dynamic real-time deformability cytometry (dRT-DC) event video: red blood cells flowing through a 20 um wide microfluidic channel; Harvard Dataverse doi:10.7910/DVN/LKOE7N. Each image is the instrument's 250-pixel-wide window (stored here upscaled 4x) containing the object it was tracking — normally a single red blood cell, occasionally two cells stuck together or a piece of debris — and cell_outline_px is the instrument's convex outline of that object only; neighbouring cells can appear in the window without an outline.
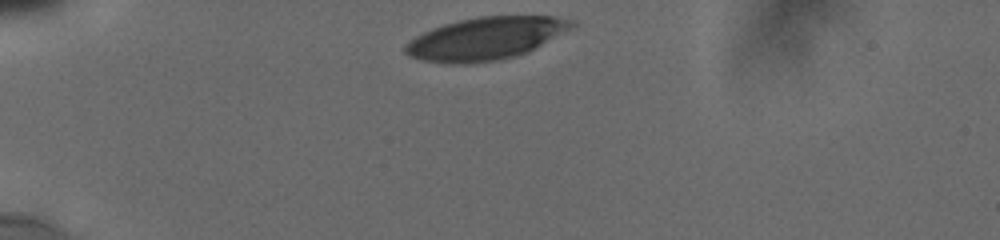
{"species": "human", "species_latin": "Homo sapiens", "temperature_condition": "cold", "stored_images_in_passage": 24, "camera_frame_rate_fps": 3000, "um_per_image_px": 0.085, "donor": {"sex": "male"}, "frame": {"image": 1, "passage_image": 1, "time_ms": 0.0, "image_size_px": [1000, 240], "cell_outline_px": [[576, 24], [540, 44], [524, 52], [512, 56], [496, 60], [424, 60], [408, 56], [404, 52], [404, 44], [416, 36], [432, 28], [444, 24], [460, 20], [480, 16], [556, 16], [572, 20]], "centroid_in_image_um": [41.25, 3.2], "position_along_channel_um": 43.7, "area_um2": 39.19}}
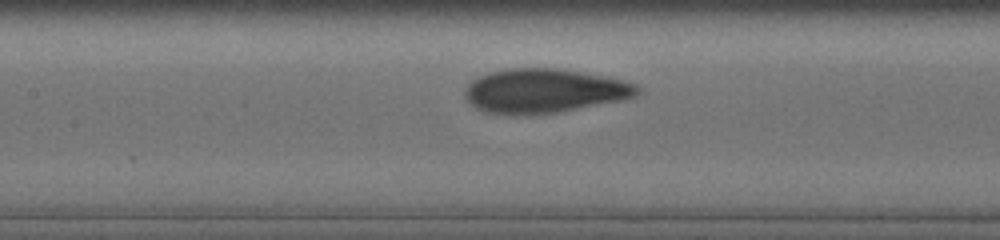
{"frame": {"image": 2, "passage_image": 14, "time_ms": 4.333, "image_size_px": [1000, 240], "cell_outline_px": [[640, 92], [636, 96], [624, 100], [556, 112], [484, 112], [476, 108], [464, 96], [464, 88], [476, 76], [484, 72], [508, 68], [556, 68], [604, 76], [636, 84], [640, 88]], "centroid_in_image_um": [46.25, 7.68], "position_along_channel_um": 161.2, "area_um2": 43.7}}
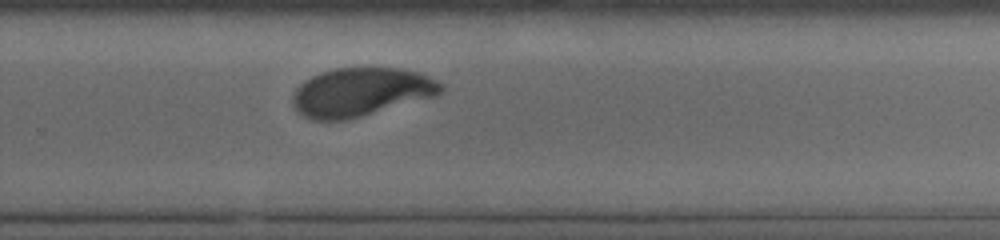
{"frame": {"image": 3, "passage_image": 24, "time_ms": 8.0, "image_size_px": [1000, 240], "cell_outline_px": [[444, 88], [440, 92], [432, 96], [360, 116], [340, 120], [312, 120], [296, 112], [292, 104], [292, 96], [296, 88], [304, 80], [320, 72], [332, 68], [400, 68], [420, 72], [444, 84]], "centroid_in_image_um": [30.62, 7.81], "position_along_channel_um": 299.2, "area_um2": 41.62}}